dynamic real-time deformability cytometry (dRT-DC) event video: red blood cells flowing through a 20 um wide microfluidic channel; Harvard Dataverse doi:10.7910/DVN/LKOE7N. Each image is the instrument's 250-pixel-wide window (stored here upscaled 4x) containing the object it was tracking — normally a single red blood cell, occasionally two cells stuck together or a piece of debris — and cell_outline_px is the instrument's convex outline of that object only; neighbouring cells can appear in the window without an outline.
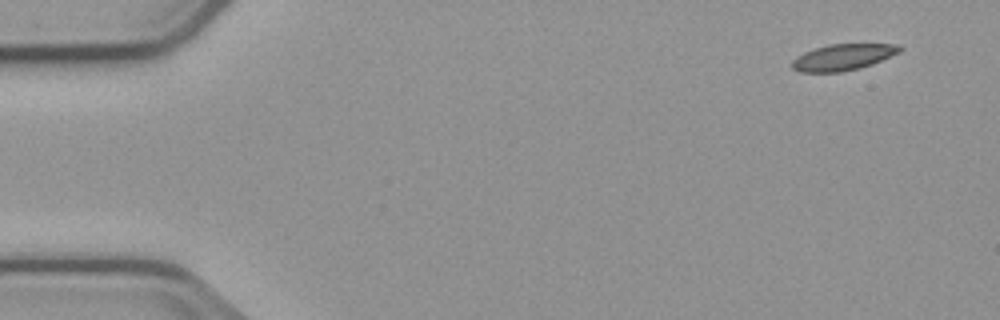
{"species": "common noctule bat (a hibernating species)", "species_latin": "Nyctalus noctula", "temperature_condition": "cold", "stored_images_in_passage": 5, "camera_frame_rate_fps": 3000, "um_per_image_px": 0.085, "animal": {"sex": "male", "body_mass_g": 23.1, "forearm_length_mm": 52.7}, "frame": {"image": 1, "passage_image": 1, "time_ms": 0.0, "image_size_px": [1000, 320], "cell_outline_px": [[904, 48], [900, 52], [872, 64], [860, 68], [840, 72], [800, 72], [792, 68], [792, 60], [796, 56], [804, 52], [828, 44], [896, 44]], "centroid_in_image_um": [71.65, 4.86], "position_along_channel_um": 13.4, "area_um2": 16.47}}
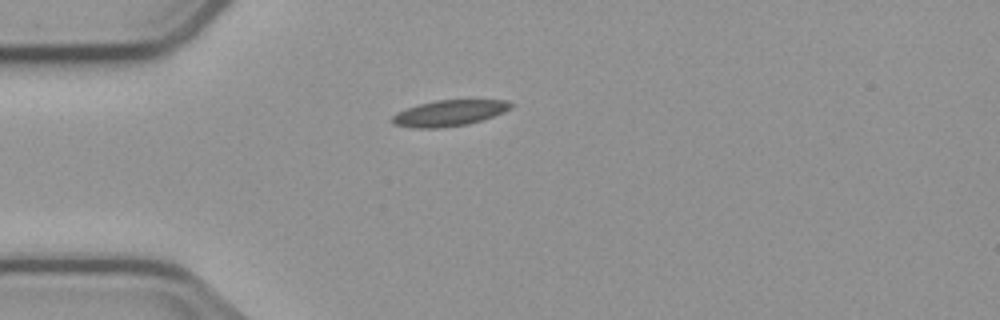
{"frame": {"image": 2, "passage_image": 4, "time_ms": 3.667, "image_size_px": [1000, 320], "cell_outline_px": [[516, 104], [512, 108], [504, 112], [468, 124], [440, 128], [412, 128], [392, 124], [392, 116], [396, 112], [420, 104], [436, 100], [508, 100]], "centroid_in_image_um": [38.2, 9.61], "position_along_channel_um": 46.8, "area_um2": 17.98}}